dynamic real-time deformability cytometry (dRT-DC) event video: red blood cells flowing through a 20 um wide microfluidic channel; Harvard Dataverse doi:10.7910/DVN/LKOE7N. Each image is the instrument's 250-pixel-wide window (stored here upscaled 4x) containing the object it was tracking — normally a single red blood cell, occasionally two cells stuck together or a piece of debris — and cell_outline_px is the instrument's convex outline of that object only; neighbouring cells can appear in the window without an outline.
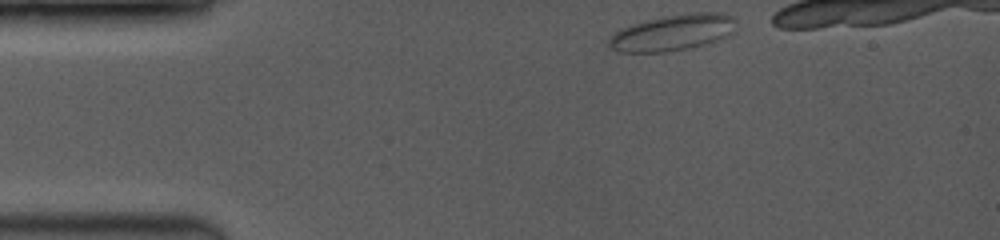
{"species": "common noctule bat (a hibernating species)", "species_latin": "Nyctalus noctula", "temperature_condition": "room temperature", "stored_images_in_passage": 43, "camera_frame_rate_fps": 3500, "um_per_image_px": 0.085, "animal": {"sex": "female", "body_mass_g": 19.0, "forearm_length_mm": 53.3}, "frame": {"image": 1, "passage_image": 1, "time_ms": 0.0, "image_size_px": [1000, 240], "cell_outline_px": [[732, 32], [728, 36], [704, 44], [688, 48], [668, 52], [616, 52], [608, 44], [608, 40], [616, 32], [624, 28], [648, 20], [672, 16], [700, 12], [716, 12], [728, 16], [732, 20]], "centroid_in_image_um": [57.13, 2.81], "position_along_channel_um": 27.9, "area_um2": 25.72}}
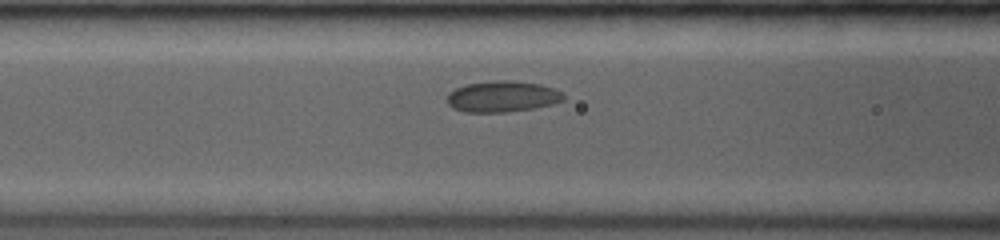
{"frame": {"image": 2, "passage_image": 31, "time_ms": 4.0, "image_size_px": [1000, 240], "cell_outline_px": [[564, 100], [552, 104], [532, 108], [508, 112], [464, 112], [452, 108], [448, 104], [448, 92], [464, 84], [492, 80], [508, 80], [540, 84], [564, 92]], "centroid_in_image_um": [42.68, 8.2], "position_along_channel_um": 123.9, "area_um2": 21.21}}
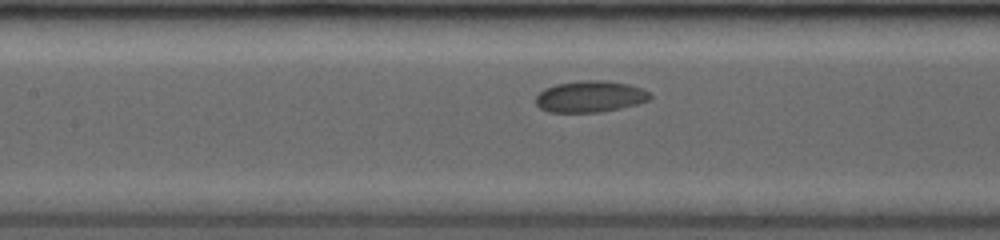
{"frame": {"image": 3, "passage_image": 37, "time_ms": 4.857, "image_size_px": [1000, 240], "cell_outline_px": [[652, 96], [648, 100], [636, 104], [620, 108], [600, 112], [548, 112], [540, 108], [536, 104], [536, 96], [544, 88], [556, 84], [580, 80], [604, 80], [628, 84], [640, 88], [648, 92]], "centroid_in_image_um": [50.13, 8.2], "position_along_channel_um": 157.3, "area_um2": 20.87}}